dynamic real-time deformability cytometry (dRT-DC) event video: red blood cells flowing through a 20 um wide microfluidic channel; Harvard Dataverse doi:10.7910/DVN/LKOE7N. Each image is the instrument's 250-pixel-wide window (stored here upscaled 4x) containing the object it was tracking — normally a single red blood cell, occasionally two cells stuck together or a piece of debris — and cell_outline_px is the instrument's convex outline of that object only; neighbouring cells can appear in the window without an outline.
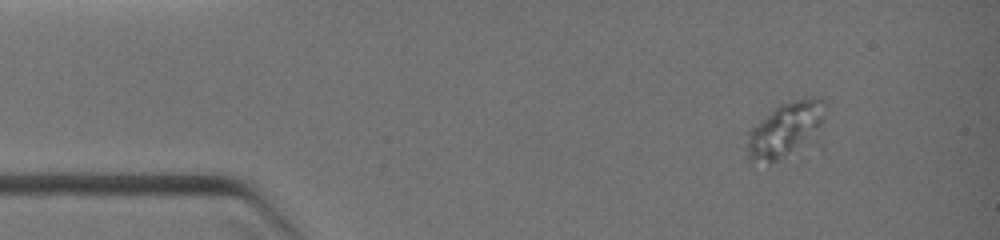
{"species": "common noctule bat (a hibernating species)", "species_latin": "Nyctalus noctula", "temperature_condition": "warm", "stored_images_in_passage": 42, "camera_frame_rate_fps": 3000, "um_per_image_px": 0.085, "animal": {"sex": "female", "body_mass_g": 19.0, "forearm_length_mm": 51.5}, "frame": {"image": 1, "passage_image": 1, "time_ms": 0.0, "image_size_px": [1000, 240], "cell_outline_px": [[828, 104], [824, 152], [752, 164], [748, 160], [744, 132], [776, 108], [784, 104], [808, 96], [824, 96], [828, 100]], "centroid_in_image_um": [67.08, 11.15], "position_along_channel_um": 17.9, "area_um2": 29.65}}
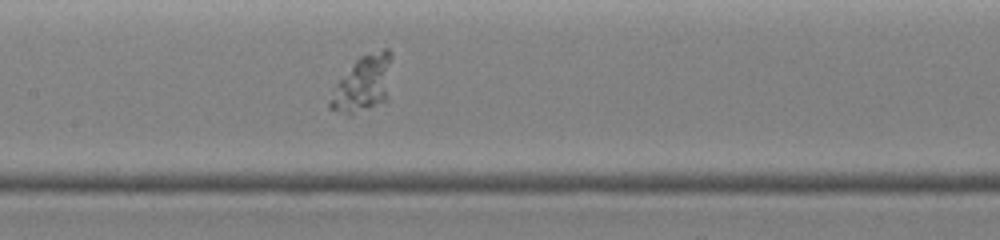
{"frame": {"image": 2, "passage_image": 23, "time_ms": 4.667, "image_size_px": [1000, 240], "cell_outline_px": [[392, 56], [388, 100], [348, 116], [328, 108], [328, 100], [336, 84], [356, 60], [360, 56], [384, 48], [388, 48], [392, 52]], "centroid_in_image_um": [30.88, 7.12], "position_along_channel_um": 176.5, "area_um2": 20.4}}
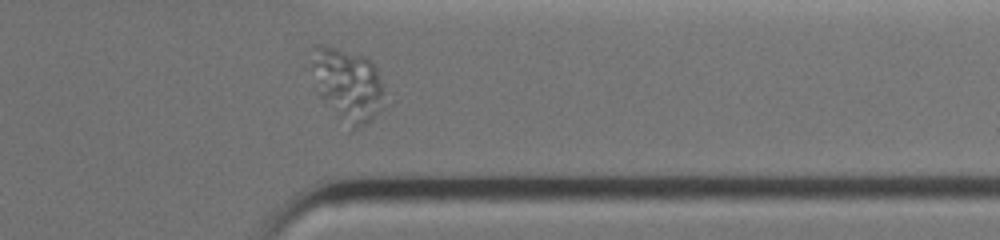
{"frame": {"image": 3, "passage_image": 42, "time_ms": 8.667, "image_size_px": [1000, 240], "cell_outline_px": [[384, 92], [376, 112], [372, 120], [356, 128], [352, 128], [320, 96], [308, 48], [312, 44], [324, 44], [364, 56], [376, 68]], "centroid_in_image_um": [29.49, 7.08], "position_along_channel_um": 381.9, "area_um2": 29.82}}